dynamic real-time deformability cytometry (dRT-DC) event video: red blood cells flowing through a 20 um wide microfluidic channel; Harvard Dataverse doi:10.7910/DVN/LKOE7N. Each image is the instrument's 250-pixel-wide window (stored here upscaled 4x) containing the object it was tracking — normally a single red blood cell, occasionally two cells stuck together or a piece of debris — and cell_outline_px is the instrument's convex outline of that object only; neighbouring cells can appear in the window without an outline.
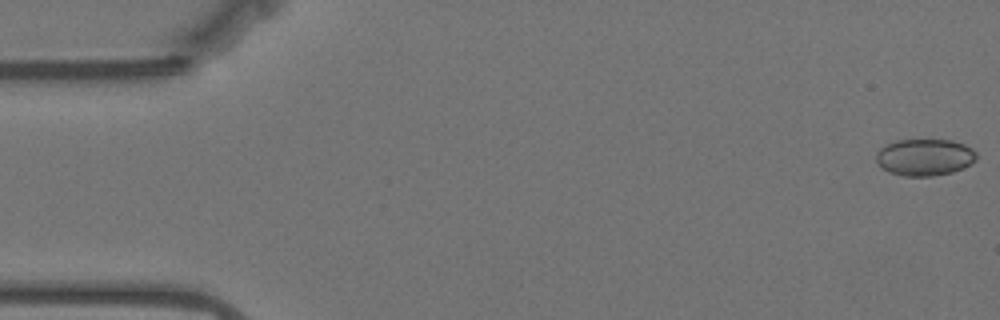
{"species": "Egyptian fruit bat (a non-hibernating species)", "species_latin": "Rousettus aegyptiacus", "temperature_condition": "warm", "stored_images_in_passage": 58, "camera_frame_rate_fps": 3000, "um_per_image_px": 0.085, "animal": {"sex": "female"}, "frame": {"image": 1, "passage_image": 1, "time_ms": 0.0, "image_size_px": [1000, 320], "cell_outline_px": [[976, 160], [972, 164], [964, 168], [952, 172], [932, 176], [904, 176], [888, 172], [880, 168], [876, 164], [876, 152], [880, 148], [896, 140], [952, 140], [964, 144], [972, 148], [976, 152]], "centroid_in_image_um": [78.58, 13.37], "position_along_channel_um": 6.4, "area_um2": 21.79}}
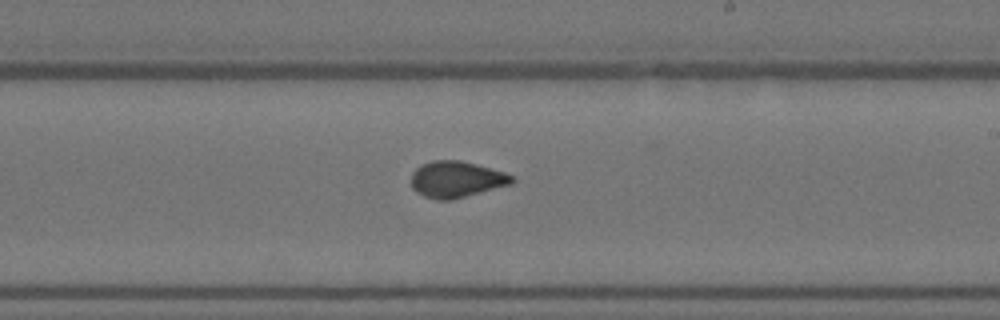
{"frame": {"image": 2, "passage_image": 33, "time_ms": 10.667, "image_size_px": [1000, 320], "cell_outline_px": [[516, 180], [512, 184], [452, 200], [436, 200], [424, 196], [416, 192], [412, 188], [412, 172], [420, 164], [432, 160], [460, 160], [476, 164], [504, 172], [512, 176]], "centroid_in_image_um": [38.78, 15.25], "position_along_channel_um": 250.2, "area_um2": 21.44}}
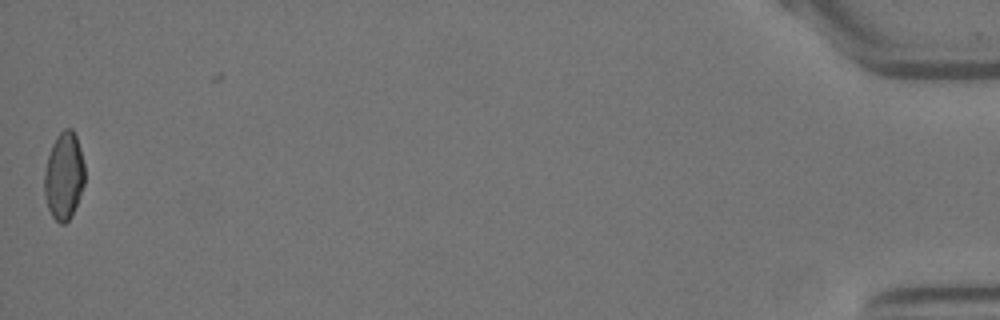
{"frame": {"image": 3, "passage_image": 57, "time_ms": 18.667, "image_size_px": [1000, 320], "cell_outline_px": [[84, 184], [80, 196], [72, 216], [64, 224], [60, 224], [52, 216], [48, 208], [44, 196], [44, 176], [48, 156], [52, 144], [56, 136], [64, 128], [72, 128], [76, 136], [80, 148], [84, 164]], "centroid_in_image_um": [5.43, 14.96], "position_along_channel_um": 429.8, "area_um2": 20.63}, "authors_computed_cell_mechanics": {"area_um2": 21.2126, "velocity_mm_per_s": 3.5175, "shape_relaxation_time_tau1_ms": 11.1744, "shape_relaxation_time_tau2_ms": 0.8911, "deformation_change_tau1": 0.1936, "deformation_change_tau2": 0.0517}}